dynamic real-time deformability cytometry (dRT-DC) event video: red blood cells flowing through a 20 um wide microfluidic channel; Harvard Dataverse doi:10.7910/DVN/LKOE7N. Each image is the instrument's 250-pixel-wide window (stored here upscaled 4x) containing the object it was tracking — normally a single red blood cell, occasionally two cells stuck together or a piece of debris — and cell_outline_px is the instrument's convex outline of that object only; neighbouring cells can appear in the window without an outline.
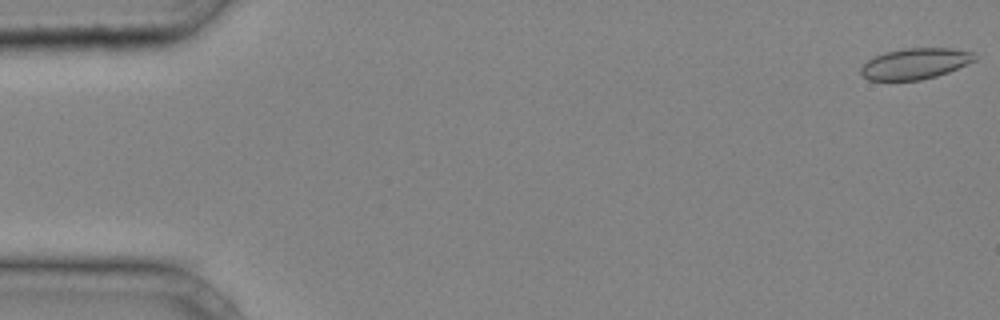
{"species": "common noctule bat (a hibernating species)", "species_latin": "Nyctalus noctula", "temperature_condition": "cold", "stored_images_in_passage": 37, "camera_frame_rate_fps": 3000, "um_per_image_px": 0.085, "animal": {"sex": "male", "body_mass_g": 20.4}, "frame": {"image": 1, "passage_image": 1, "time_ms": 0.0, "image_size_px": [1000, 320], "cell_outline_px": [[976, 60], [948, 72], [936, 76], [920, 80], [868, 80], [860, 72], [860, 68], [868, 60], [884, 52], [908, 48], [952, 48], [972, 52], [976, 56]], "centroid_in_image_um": [77.79, 5.41], "position_along_channel_um": 7.2, "area_um2": 20.35}}
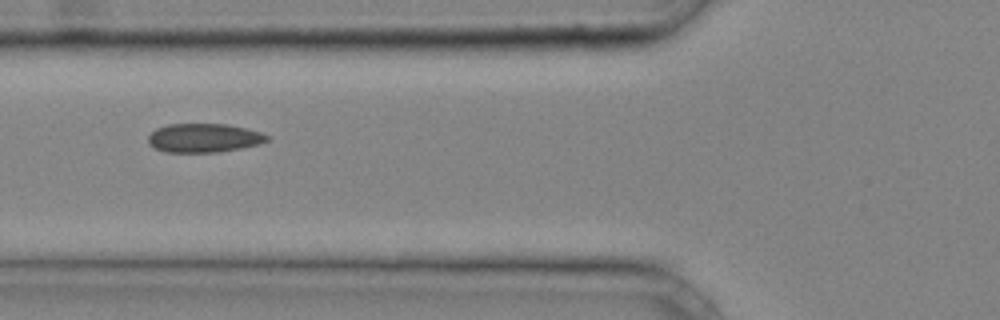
{"frame": {"image": 2, "passage_image": 16, "time_ms": 5.0, "image_size_px": [1000, 320], "cell_outline_px": [[272, 136], [268, 140], [260, 144], [220, 152], [168, 152], [156, 148], [148, 144], [148, 136], [156, 128], [168, 124], [228, 124], [260, 132]], "centroid_in_image_um": [17.35, 11.72], "position_along_channel_um": 108.5, "area_um2": 20.0}}
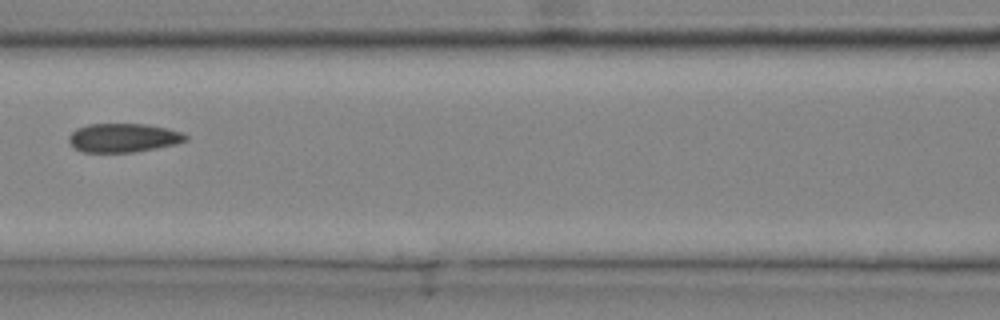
{"frame": {"image": 3, "passage_image": 19, "time_ms": 6.0, "image_size_px": [1000, 320], "cell_outline_px": [[188, 140], [176, 144], [136, 152], [84, 152], [76, 148], [68, 140], [68, 136], [76, 128], [88, 124], [144, 124], [168, 128], [184, 132], [188, 136]], "centroid_in_image_um": [10.52, 11.71], "position_along_channel_um": 156.1, "area_um2": 19.71}}